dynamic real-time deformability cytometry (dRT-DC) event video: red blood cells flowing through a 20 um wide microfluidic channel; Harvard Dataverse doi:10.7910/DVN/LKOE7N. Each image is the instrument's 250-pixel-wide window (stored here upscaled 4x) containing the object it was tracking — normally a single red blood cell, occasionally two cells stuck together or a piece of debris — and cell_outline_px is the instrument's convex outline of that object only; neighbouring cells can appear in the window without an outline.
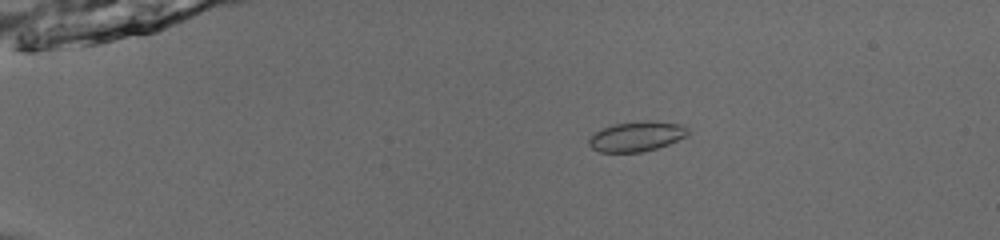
{"species": "common noctule bat (a hibernating species)", "species_latin": "Nyctalus noctula", "temperature_condition": "room temperature", "stored_images_in_passage": 45, "camera_frame_rate_fps": 3000, "um_per_image_px": 0.085, "animal": {"sex": "male", "body_mass_g": 13.0, "forearm_length_mm": 53.1}, "frame": {"image": 1, "passage_image": 4, "time_ms": 1.0, "image_size_px": [1000, 240], "cell_outline_px": [[692, 132], [688, 136], [668, 144], [644, 152], [600, 152], [592, 148], [588, 144], [588, 140], [596, 132], [612, 124], [648, 120], [684, 124]], "centroid_in_image_um": [54.18, 11.58], "position_along_channel_um": 30.8, "area_um2": 17.46}}
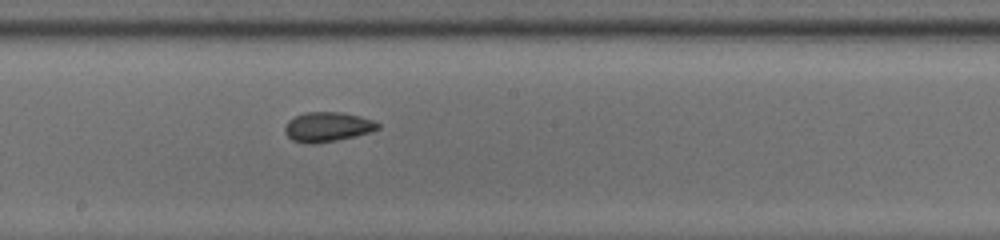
{"frame": {"image": 2, "passage_image": 24, "time_ms": 7.667, "image_size_px": [1000, 240], "cell_outline_px": [[380, 128], [368, 132], [336, 140], [312, 144], [292, 140], [284, 132], [284, 124], [288, 120], [304, 112], [344, 112], [360, 116], [372, 120], [380, 124]], "centroid_in_image_um": [27.8, 10.77], "position_along_channel_um": 220.4, "area_um2": 15.95}}
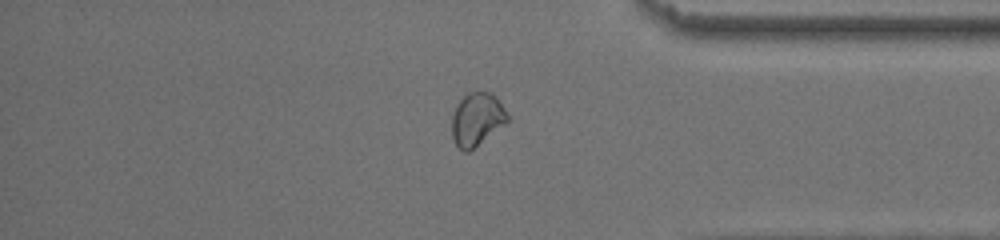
{"frame": {"image": 3, "passage_image": 38, "time_ms": 12.333, "image_size_px": [1000, 240], "cell_outline_px": [[508, 120], [504, 124], [468, 152], [464, 152], [456, 144], [452, 136], [452, 116], [456, 104], [468, 92], [492, 92], [496, 96], [504, 108], [508, 116]], "centroid_in_image_um": [40.52, 10.11], "position_along_channel_um": 394.7, "area_um2": 16.94}}